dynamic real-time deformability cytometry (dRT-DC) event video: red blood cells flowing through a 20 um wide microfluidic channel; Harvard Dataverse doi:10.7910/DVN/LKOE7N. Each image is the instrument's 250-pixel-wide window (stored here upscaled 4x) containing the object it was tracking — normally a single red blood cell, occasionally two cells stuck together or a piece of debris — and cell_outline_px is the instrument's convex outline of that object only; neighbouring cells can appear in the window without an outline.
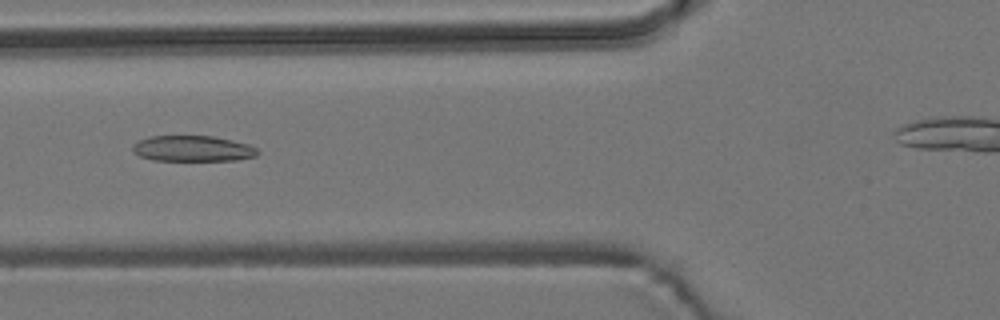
{"species": "common noctule bat (a hibernating species)", "species_latin": "Nyctalus noctula", "temperature_condition": "room temperature", "stored_images_in_passage": 47, "camera_frame_rate_fps": 3000, "um_per_image_px": 0.085, "animal": {"sex": "male", "body_mass_g": 19.2, "forearm_length_mm": 51.8}, "frame": {"image": 1, "passage_image": 20, "time_ms": 6.333, "image_size_px": [1000, 320], "cell_outline_px": [[260, 152], [256, 156], [236, 160], [152, 160], [140, 156], [132, 152], [132, 144], [148, 136], [212, 136], [232, 140], [248, 144], [256, 148]], "centroid_in_image_um": [16.36, 12.63], "position_along_channel_um": 109.4, "area_um2": 18.79}}
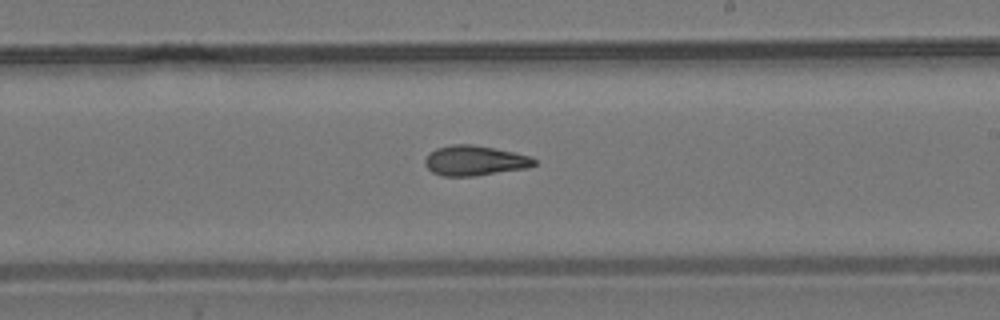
{"frame": {"image": 2, "passage_image": 31, "time_ms": 10.0, "image_size_px": [1000, 320], "cell_outline_px": [[536, 164], [528, 168], [472, 176], [444, 176], [432, 172], [424, 164], [424, 160], [428, 152], [436, 148], [452, 144], [472, 144], [532, 156], [536, 160]], "centroid_in_image_um": [40.33, 13.65], "position_along_channel_um": 248.7, "area_um2": 19.13}}
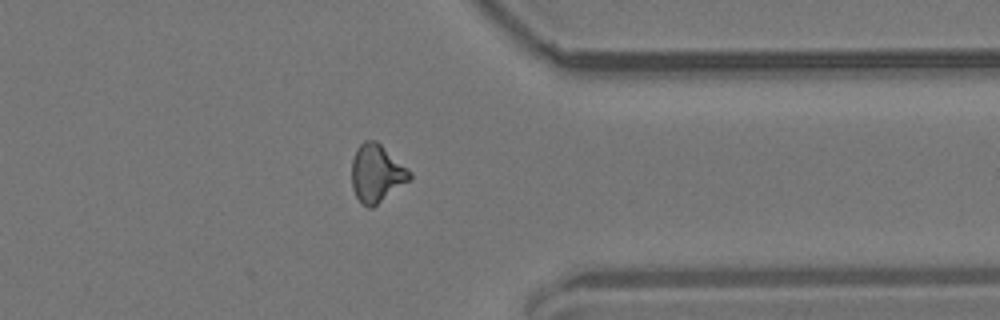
{"frame": {"image": 3, "passage_image": 42, "time_ms": 13.667, "image_size_px": [1000, 320], "cell_outline_px": [[412, 180], [372, 208], [368, 208], [360, 204], [352, 188], [352, 160], [356, 148], [364, 140], [376, 140], [412, 172]], "centroid_in_image_um": [32.02, 14.76], "position_along_channel_um": 379.4, "area_um2": 19.83}, "authors_computed_cell_mechanics": {"area_um2": 19.5942, "velocity_mm_per_s": 3.7881, "shape_relaxation_time_tau1_ms": null, "shape_relaxation_time_tau2_ms": 2.8701, "deformation_change_tau1": null, "deformation_change_tau2": 0.1062}}